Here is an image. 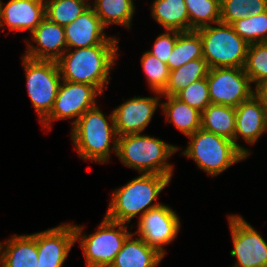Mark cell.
Instances as JSON below:
<instances>
[{
  "label": "cell",
  "mask_w": 267,
  "mask_h": 267,
  "mask_svg": "<svg viewBox=\"0 0 267 267\" xmlns=\"http://www.w3.org/2000/svg\"><path fill=\"white\" fill-rule=\"evenodd\" d=\"M90 6L105 28L113 24L129 30L132 28L136 13L134 0H91Z\"/></svg>",
  "instance_id": "obj_23"
},
{
  "label": "cell",
  "mask_w": 267,
  "mask_h": 267,
  "mask_svg": "<svg viewBox=\"0 0 267 267\" xmlns=\"http://www.w3.org/2000/svg\"><path fill=\"white\" fill-rule=\"evenodd\" d=\"M243 68L253 87L267 79V42L249 44Z\"/></svg>",
  "instance_id": "obj_30"
},
{
  "label": "cell",
  "mask_w": 267,
  "mask_h": 267,
  "mask_svg": "<svg viewBox=\"0 0 267 267\" xmlns=\"http://www.w3.org/2000/svg\"><path fill=\"white\" fill-rule=\"evenodd\" d=\"M254 95L267 109V79L254 87Z\"/></svg>",
  "instance_id": "obj_35"
},
{
  "label": "cell",
  "mask_w": 267,
  "mask_h": 267,
  "mask_svg": "<svg viewBox=\"0 0 267 267\" xmlns=\"http://www.w3.org/2000/svg\"><path fill=\"white\" fill-rule=\"evenodd\" d=\"M37 233L0 241V267H38Z\"/></svg>",
  "instance_id": "obj_19"
},
{
  "label": "cell",
  "mask_w": 267,
  "mask_h": 267,
  "mask_svg": "<svg viewBox=\"0 0 267 267\" xmlns=\"http://www.w3.org/2000/svg\"><path fill=\"white\" fill-rule=\"evenodd\" d=\"M140 62L150 91L161 93L169 79L170 70L167 64L147 51L142 54Z\"/></svg>",
  "instance_id": "obj_32"
},
{
  "label": "cell",
  "mask_w": 267,
  "mask_h": 267,
  "mask_svg": "<svg viewBox=\"0 0 267 267\" xmlns=\"http://www.w3.org/2000/svg\"><path fill=\"white\" fill-rule=\"evenodd\" d=\"M75 242L83 251L86 267H110L124 241L134 228L126 223L109 220L105 216L92 234L83 233L85 226L73 224Z\"/></svg>",
  "instance_id": "obj_6"
},
{
  "label": "cell",
  "mask_w": 267,
  "mask_h": 267,
  "mask_svg": "<svg viewBox=\"0 0 267 267\" xmlns=\"http://www.w3.org/2000/svg\"><path fill=\"white\" fill-rule=\"evenodd\" d=\"M203 58L202 41L196 30L181 32L169 55L167 66L170 71L177 69L189 61Z\"/></svg>",
  "instance_id": "obj_26"
},
{
  "label": "cell",
  "mask_w": 267,
  "mask_h": 267,
  "mask_svg": "<svg viewBox=\"0 0 267 267\" xmlns=\"http://www.w3.org/2000/svg\"><path fill=\"white\" fill-rule=\"evenodd\" d=\"M70 137L81 159L107 164L111 153L117 154L118 135L113 111L104 114L99 105L87 110L71 127Z\"/></svg>",
  "instance_id": "obj_2"
},
{
  "label": "cell",
  "mask_w": 267,
  "mask_h": 267,
  "mask_svg": "<svg viewBox=\"0 0 267 267\" xmlns=\"http://www.w3.org/2000/svg\"><path fill=\"white\" fill-rule=\"evenodd\" d=\"M44 18L45 0H0V30L31 33Z\"/></svg>",
  "instance_id": "obj_18"
},
{
  "label": "cell",
  "mask_w": 267,
  "mask_h": 267,
  "mask_svg": "<svg viewBox=\"0 0 267 267\" xmlns=\"http://www.w3.org/2000/svg\"><path fill=\"white\" fill-rule=\"evenodd\" d=\"M201 129L233 141L236 129L235 108L209 104L201 112Z\"/></svg>",
  "instance_id": "obj_24"
},
{
  "label": "cell",
  "mask_w": 267,
  "mask_h": 267,
  "mask_svg": "<svg viewBox=\"0 0 267 267\" xmlns=\"http://www.w3.org/2000/svg\"><path fill=\"white\" fill-rule=\"evenodd\" d=\"M234 31L247 43L267 42V11L249 15L231 24Z\"/></svg>",
  "instance_id": "obj_31"
},
{
  "label": "cell",
  "mask_w": 267,
  "mask_h": 267,
  "mask_svg": "<svg viewBox=\"0 0 267 267\" xmlns=\"http://www.w3.org/2000/svg\"><path fill=\"white\" fill-rule=\"evenodd\" d=\"M176 97L192 108L202 112L211 104L207 79L202 78L189 84Z\"/></svg>",
  "instance_id": "obj_33"
},
{
  "label": "cell",
  "mask_w": 267,
  "mask_h": 267,
  "mask_svg": "<svg viewBox=\"0 0 267 267\" xmlns=\"http://www.w3.org/2000/svg\"><path fill=\"white\" fill-rule=\"evenodd\" d=\"M170 176L140 174L111 194L105 217L109 220L129 224L150 209L162 203L157 201L160 193L170 184ZM157 201V202H156Z\"/></svg>",
  "instance_id": "obj_3"
},
{
  "label": "cell",
  "mask_w": 267,
  "mask_h": 267,
  "mask_svg": "<svg viewBox=\"0 0 267 267\" xmlns=\"http://www.w3.org/2000/svg\"><path fill=\"white\" fill-rule=\"evenodd\" d=\"M233 249L231 257L236 261L231 267H267V241L242 215L228 214Z\"/></svg>",
  "instance_id": "obj_10"
},
{
  "label": "cell",
  "mask_w": 267,
  "mask_h": 267,
  "mask_svg": "<svg viewBox=\"0 0 267 267\" xmlns=\"http://www.w3.org/2000/svg\"><path fill=\"white\" fill-rule=\"evenodd\" d=\"M166 101L161 100V109L165 115L166 123L173 124L179 132L186 137L201 128V112L192 108L176 96L162 95Z\"/></svg>",
  "instance_id": "obj_21"
},
{
  "label": "cell",
  "mask_w": 267,
  "mask_h": 267,
  "mask_svg": "<svg viewBox=\"0 0 267 267\" xmlns=\"http://www.w3.org/2000/svg\"><path fill=\"white\" fill-rule=\"evenodd\" d=\"M211 104L236 108L254 95L243 67L211 68L206 77Z\"/></svg>",
  "instance_id": "obj_11"
},
{
  "label": "cell",
  "mask_w": 267,
  "mask_h": 267,
  "mask_svg": "<svg viewBox=\"0 0 267 267\" xmlns=\"http://www.w3.org/2000/svg\"><path fill=\"white\" fill-rule=\"evenodd\" d=\"M180 33V31L175 30H165L156 37L152 49L147 50V52L157 57L160 61L167 63Z\"/></svg>",
  "instance_id": "obj_34"
},
{
  "label": "cell",
  "mask_w": 267,
  "mask_h": 267,
  "mask_svg": "<svg viewBox=\"0 0 267 267\" xmlns=\"http://www.w3.org/2000/svg\"><path fill=\"white\" fill-rule=\"evenodd\" d=\"M119 48L118 45H94L67 49L57 60L62 80L95 86L103 94L119 59Z\"/></svg>",
  "instance_id": "obj_1"
},
{
  "label": "cell",
  "mask_w": 267,
  "mask_h": 267,
  "mask_svg": "<svg viewBox=\"0 0 267 267\" xmlns=\"http://www.w3.org/2000/svg\"><path fill=\"white\" fill-rule=\"evenodd\" d=\"M190 31L220 22V0H185Z\"/></svg>",
  "instance_id": "obj_28"
},
{
  "label": "cell",
  "mask_w": 267,
  "mask_h": 267,
  "mask_svg": "<svg viewBox=\"0 0 267 267\" xmlns=\"http://www.w3.org/2000/svg\"><path fill=\"white\" fill-rule=\"evenodd\" d=\"M25 71L27 93L40 123L50 114L62 78L57 61L21 57Z\"/></svg>",
  "instance_id": "obj_8"
},
{
  "label": "cell",
  "mask_w": 267,
  "mask_h": 267,
  "mask_svg": "<svg viewBox=\"0 0 267 267\" xmlns=\"http://www.w3.org/2000/svg\"><path fill=\"white\" fill-rule=\"evenodd\" d=\"M154 96H134L113 109L114 123L118 137L144 133L152 121L155 111L161 108L159 92Z\"/></svg>",
  "instance_id": "obj_13"
},
{
  "label": "cell",
  "mask_w": 267,
  "mask_h": 267,
  "mask_svg": "<svg viewBox=\"0 0 267 267\" xmlns=\"http://www.w3.org/2000/svg\"><path fill=\"white\" fill-rule=\"evenodd\" d=\"M180 148L155 136L131 134L118 137L116 157L140 174H160L172 178L175 168L168 159Z\"/></svg>",
  "instance_id": "obj_4"
},
{
  "label": "cell",
  "mask_w": 267,
  "mask_h": 267,
  "mask_svg": "<svg viewBox=\"0 0 267 267\" xmlns=\"http://www.w3.org/2000/svg\"><path fill=\"white\" fill-rule=\"evenodd\" d=\"M187 138L189 143L180 150L181 155L195 161L197 167L211 178L247 159L233 141L201 128Z\"/></svg>",
  "instance_id": "obj_5"
},
{
  "label": "cell",
  "mask_w": 267,
  "mask_h": 267,
  "mask_svg": "<svg viewBox=\"0 0 267 267\" xmlns=\"http://www.w3.org/2000/svg\"><path fill=\"white\" fill-rule=\"evenodd\" d=\"M267 11V0H220V22L232 24Z\"/></svg>",
  "instance_id": "obj_29"
},
{
  "label": "cell",
  "mask_w": 267,
  "mask_h": 267,
  "mask_svg": "<svg viewBox=\"0 0 267 267\" xmlns=\"http://www.w3.org/2000/svg\"><path fill=\"white\" fill-rule=\"evenodd\" d=\"M209 68L244 67L249 43L230 24L214 23L196 30Z\"/></svg>",
  "instance_id": "obj_7"
},
{
  "label": "cell",
  "mask_w": 267,
  "mask_h": 267,
  "mask_svg": "<svg viewBox=\"0 0 267 267\" xmlns=\"http://www.w3.org/2000/svg\"><path fill=\"white\" fill-rule=\"evenodd\" d=\"M103 95L95 86L62 80L50 114L41 122L50 131L54 121L70 119L71 126L89 109L97 106Z\"/></svg>",
  "instance_id": "obj_9"
},
{
  "label": "cell",
  "mask_w": 267,
  "mask_h": 267,
  "mask_svg": "<svg viewBox=\"0 0 267 267\" xmlns=\"http://www.w3.org/2000/svg\"><path fill=\"white\" fill-rule=\"evenodd\" d=\"M89 6V0H45V17L51 22L65 27Z\"/></svg>",
  "instance_id": "obj_27"
},
{
  "label": "cell",
  "mask_w": 267,
  "mask_h": 267,
  "mask_svg": "<svg viewBox=\"0 0 267 267\" xmlns=\"http://www.w3.org/2000/svg\"><path fill=\"white\" fill-rule=\"evenodd\" d=\"M210 68L204 58L189 61L185 65L170 71L165 89L160 93L166 96H176L193 82L206 78Z\"/></svg>",
  "instance_id": "obj_25"
},
{
  "label": "cell",
  "mask_w": 267,
  "mask_h": 267,
  "mask_svg": "<svg viewBox=\"0 0 267 267\" xmlns=\"http://www.w3.org/2000/svg\"><path fill=\"white\" fill-rule=\"evenodd\" d=\"M137 221V229L133 233L164 256L166 255L164 247L177 239L182 226L176 211L164 203L150 209Z\"/></svg>",
  "instance_id": "obj_12"
},
{
  "label": "cell",
  "mask_w": 267,
  "mask_h": 267,
  "mask_svg": "<svg viewBox=\"0 0 267 267\" xmlns=\"http://www.w3.org/2000/svg\"><path fill=\"white\" fill-rule=\"evenodd\" d=\"M30 34L31 41L25 38L27 49L23 54L28 58L57 61L67 50L64 27L46 17Z\"/></svg>",
  "instance_id": "obj_17"
},
{
  "label": "cell",
  "mask_w": 267,
  "mask_h": 267,
  "mask_svg": "<svg viewBox=\"0 0 267 267\" xmlns=\"http://www.w3.org/2000/svg\"><path fill=\"white\" fill-rule=\"evenodd\" d=\"M67 49L87 48L94 45H118L120 38L107 36L100 18L89 6L73 22L64 27Z\"/></svg>",
  "instance_id": "obj_16"
},
{
  "label": "cell",
  "mask_w": 267,
  "mask_h": 267,
  "mask_svg": "<svg viewBox=\"0 0 267 267\" xmlns=\"http://www.w3.org/2000/svg\"><path fill=\"white\" fill-rule=\"evenodd\" d=\"M236 129L233 142L248 158L251 149L238 143L241 139L249 145H255L259 138L267 132V109L253 95L249 100L240 103L236 108Z\"/></svg>",
  "instance_id": "obj_15"
},
{
  "label": "cell",
  "mask_w": 267,
  "mask_h": 267,
  "mask_svg": "<svg viewBox=\"0 0 267 267\" xmlns=\"http://www.w3.org/2000/svg\"><path fill=\"white\" fill-rule=\"evenodd\" d=\"M163 258L165 256L156 248L149 246L132 232L110 267H158Z\"/></svg>",
  "instance_id": "obj_20"
},
{
  "label": "cell",
  "mask_w": 267,
  "mask_h": 267,
  "mask_svg": "<svg viewBox=\"0 0 267 267\" xmlns=\"http://www.w3.org/2000/svg\"><path fill=\"white\" fill-rule=\"evenodd\" d=\"M151 16L165 30L190 31L185 0H153Z\"/></svg>",
  "instance_id": "obj_22"
},
{
  "label": "cell",
  "mask_w": 267,
  "mask_h": 267,
  "mask_svg": "<svg viewBox=\"0 0 267 267\" xmlns=\"http://www.w3.org/2000/svg\"><path fill=\"white\" fill-rule=\"evenodd\" d=\"M75 242L72 223L37 232L38 267H62Z\"/></svg>",
  "instance_id": "obj_14"
}]
</instances>
